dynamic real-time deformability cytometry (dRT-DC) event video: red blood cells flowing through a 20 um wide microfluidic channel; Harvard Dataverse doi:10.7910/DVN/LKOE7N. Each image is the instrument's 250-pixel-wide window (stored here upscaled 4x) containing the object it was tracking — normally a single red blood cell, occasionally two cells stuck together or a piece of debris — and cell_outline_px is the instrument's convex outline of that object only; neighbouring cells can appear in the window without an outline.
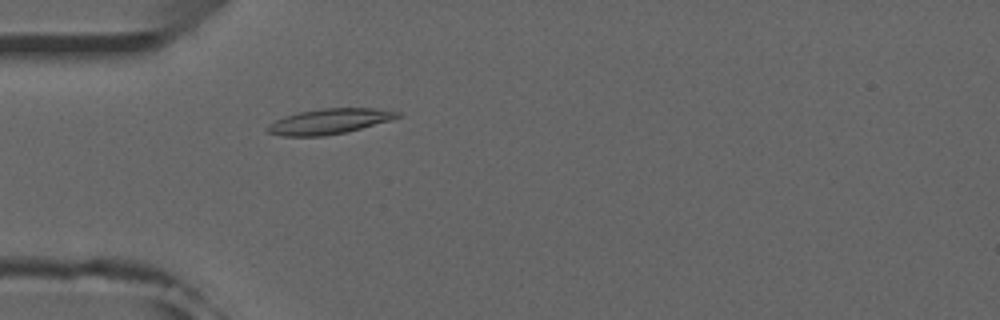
{"species": "common noctule bat (a hibernating species)", "species_latin": "Nyctalus noctula", "temperature_condition": "room temperature", "stored_images_in_passage": 52, "camera_frame_rate_fps": 3000, "um_per_image_px": 0.085, "animal": {"sex": "male", "forearm_length_mm": 52.5}, "frame": {"image": 1, "passage_image": 16, "time_ms": 5.0, "image_size_px": [1000, 320], "cell_outline_px": [[404, 116], [360, 128], [344, 132], [324, 136], [284, 136], [268, 132], [264, 128], [268, 124], [284, 116], [300, 112], [324, 108], [372, 108], [400, 112]], "centroid_in_image_um": [27.97, 10.31], "position_along_channel_um": 57.0, "area_um2": 18.96}}
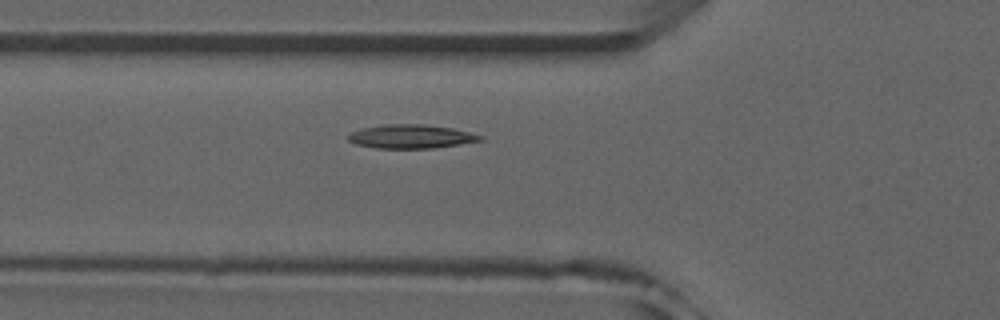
{"frame": {"image": 2, "passage_image": 19, "time_ms": 6.0, "image_size_px": [1000, 320], "cell_outline_px": [[484, 140], [460, 144], [432, 148], [376, 148], [356, 144], [348, 140], [348, 136], [352, 132], [364, 128], [384, 124], [424, 124], [452, 128], [484, 136]], "centroid_in_image_um": [34.96, 11.6], "position_along_channel_um": 90.8, "area_um2": 18.15}}
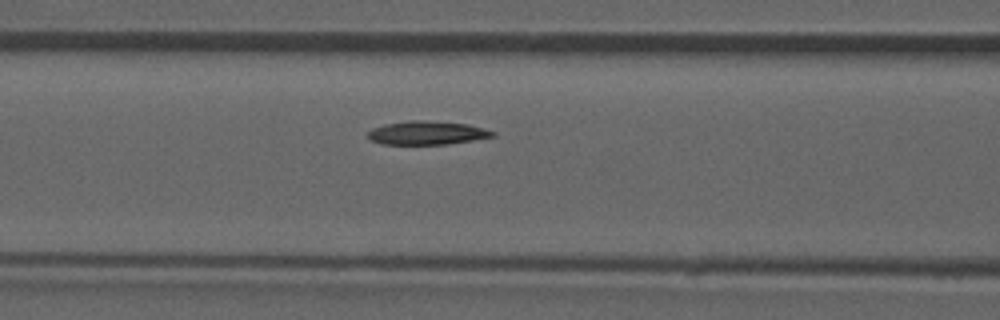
{"frame": {"image": 3, "passage_image": 22, "time_ms": 7.0, "image_size_px": [1000, 320], "cell_outline_px": [[496, 136], [448, 144], [384, 144], [372, 140], [368, 136], [368, 132], [372, 128], [384, 124], [412, 120], [424, 120], [468, 124], [484, 128], [496, 132]], "centroid_in_image_um": [36.32, 11.29], "position_along_channel_um": 130.3, "area_um2": 17.05}}